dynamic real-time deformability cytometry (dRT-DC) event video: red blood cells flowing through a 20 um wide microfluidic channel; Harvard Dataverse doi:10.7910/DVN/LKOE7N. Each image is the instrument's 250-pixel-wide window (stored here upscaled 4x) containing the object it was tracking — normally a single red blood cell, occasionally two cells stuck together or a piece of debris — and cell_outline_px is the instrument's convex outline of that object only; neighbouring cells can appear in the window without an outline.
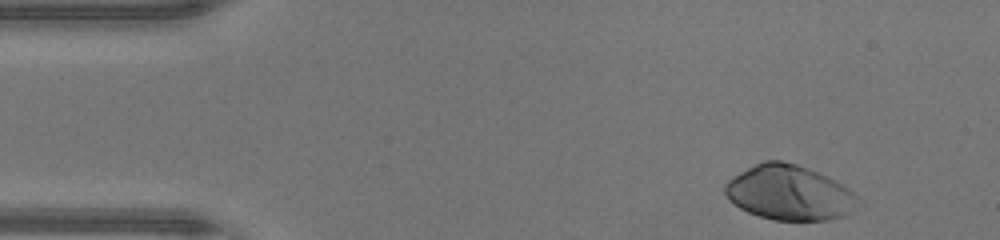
{"species": "human", "species_latin": "Homo sapiens", "temperature_condition": "warm", "stored_images_in_passage": 43, "camera_frame_rate_fps": 3000, "um_per_image_px": 0.085, "donor": {"sex": "male"}, "frame": {"image": 1, "passage_image": 1, "time_ms": 0.0, "image_size_px": [1000, 240], "cell_outline_px": [[856, 204], [844, 216], [828, 220], [772, 220], [748, 212], [740, 208], [728, 200], [724, 192], [724, 184], [732, 176], [764, 160], [780, 160], [796, 164], [808, 168], [828, 176], [848, 188], [856, 196]], "centroid_in_image_um": [67.03, 16.38], "position_along_channel_um": 18.0, "area_um2": 42.25}}
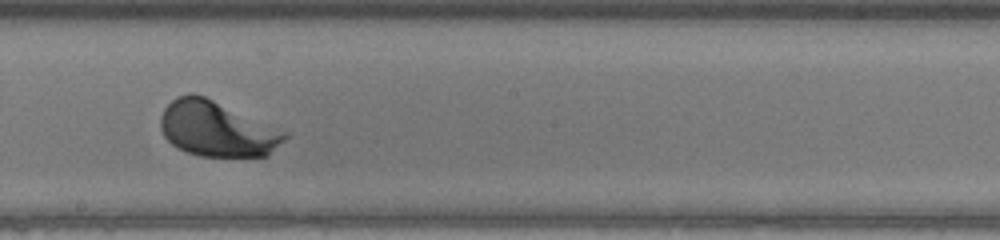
{"frame": {"image": 2, "passage_image": 22, "time_ms": 7.0, "image_size_px": [1000, 240], "cell_outline_px": [[292, 132], [268, 156], [200, 156], [176, 148], [164, 136], [160, 128], [160, 116], [164, 108], [176, 96], [192, 92], [204, 96]], "centroid_in_image_um": [18.47, 10.95], "position_along_channel_um": 229.7, "area_um2": 40.52}}
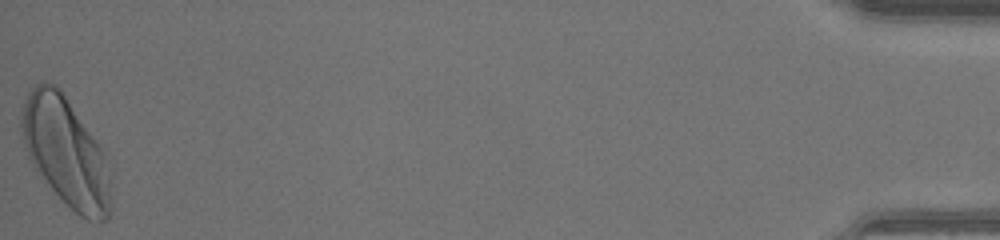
{"frame": {"image": 3, "passage_image": 43, "time_ms": 14.0, "image_size_px": [1000, 240], "cell_outline_px": [[112, 172], [108, 220], [92, 224], [80, 216], [36, 172], [28, 156], [24, 144], [20, 124], [20, 112], [28, 92], [36, 84], [44, 80], [56, 84], [60, 88], [100, 144], [112, 168]], "centroid_in_image_um": [5.62, 12.91], "position_along_channel_um": 429.6, "area_um2": 57.4}, "authors_computed_cell_mechanics": {"area_um2": 41.1536, "velocity_mm_per_s": 4.3776, "shape_relaxation_time_tau1_ms": 1.2539, "shape_relaxation_time_tau2_ms": null, "deformation_change_tau1": 0.1407, "deformation_change_tau2": null}}